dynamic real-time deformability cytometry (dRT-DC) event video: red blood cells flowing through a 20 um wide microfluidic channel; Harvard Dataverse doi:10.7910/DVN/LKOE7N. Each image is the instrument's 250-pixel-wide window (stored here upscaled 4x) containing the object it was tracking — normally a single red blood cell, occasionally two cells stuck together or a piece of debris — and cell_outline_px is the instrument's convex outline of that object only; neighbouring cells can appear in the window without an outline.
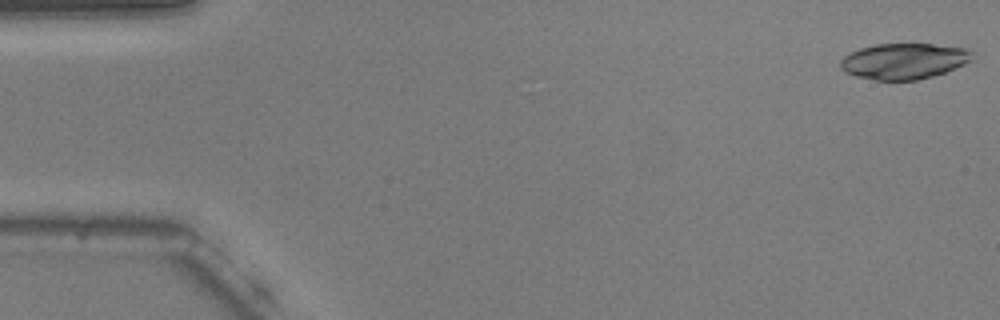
{"species": "common noctule bat (a hibernating species)", "species_latin": "Nyctalus noctula", "temperature_condition": "warm", "stored_images_in_passage": 7, "camera_frame_rate_fps": 3000, "um_per_image_px": 0.085, "animal": {"sex": "male", "body_mass_g": 20.5, "forearm_length_mm": 52.5}, "frame": {"image": 1, "passage_image": 1, "time_ms": 0.0, "image_size_px": [1000, 320], "cell_outline_px": [[972, 52], [968, 60], [964, 64], [944, 72], [932, 76], [916, 80], [876, 80], [856, 76], [844, 72], [840, 68], [840, 60], [844, 56], [860, 48], [876, 44], [932, 44], [968, 48]], "centroid_in_image_um": [76.78, 5.19], "position_along_channel_um": 8.2, "area_um2": 27.28}}